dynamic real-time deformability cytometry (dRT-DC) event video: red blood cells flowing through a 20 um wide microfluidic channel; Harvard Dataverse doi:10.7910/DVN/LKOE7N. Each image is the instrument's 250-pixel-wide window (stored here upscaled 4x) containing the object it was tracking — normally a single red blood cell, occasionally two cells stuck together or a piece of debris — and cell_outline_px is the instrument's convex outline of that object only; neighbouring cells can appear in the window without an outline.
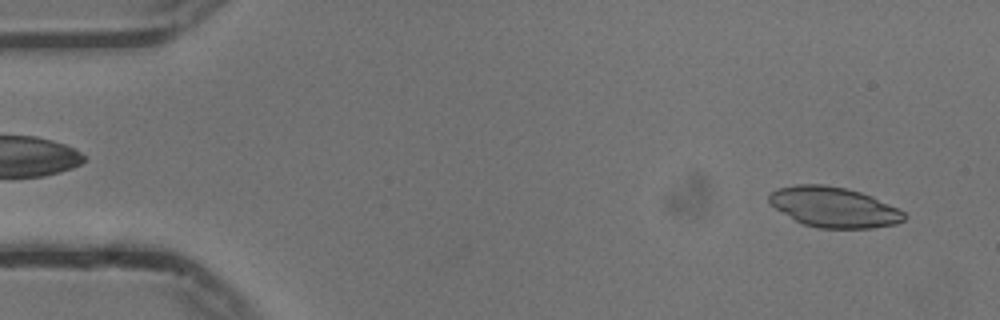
{"species": "common noctule bat (a hibernating species)", "species_latin": "Nyctalus noctula", "temperature_condition": "cold", "stored_images_in_passage": 53, "camera_frame_rate_fps": 3000, "um_per_image_px": 0.085, "animal": {"sex": "male", "body_mass_g": 13.3}, "frame": {"image": 1, "passage_image": 3, "time_ms": 0.667, "image_size_px": [1000, 320], "cell_outline_px": [[908, 216], [904, 220], [896, 224], [872, 228], [820, 228], [804, 224], [796, 220], [768, 204], [768, 196], [776, 188], [796, 184], [824, 184], [844, 188], [860, 192], [872, 196], [904, 212]], "centroid_in_image_um": [70.86, 17.6], "position_along_channel_um": 14.1, "area_um2": 31.62}}